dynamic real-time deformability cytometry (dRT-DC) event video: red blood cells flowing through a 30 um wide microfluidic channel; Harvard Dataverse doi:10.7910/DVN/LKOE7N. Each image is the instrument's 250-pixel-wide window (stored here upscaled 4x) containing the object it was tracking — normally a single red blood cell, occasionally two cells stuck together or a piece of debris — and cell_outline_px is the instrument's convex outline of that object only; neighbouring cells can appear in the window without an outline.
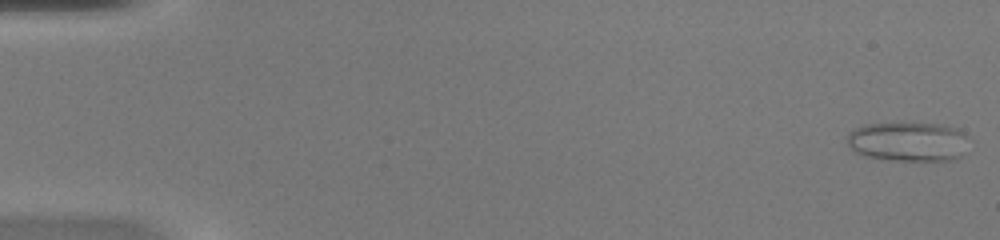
{"species": "common noctule bat (a hibernating species)", "species_latin": "Nyctalus noctula", "temperature_condition": "warm", "stored_images_in_passage": 50, "camera_frame_rate_fps": 3000, "um_per_image_px": 0.085, "animal": {"sex": "female", "body_mass_g": 20.0, "forearm_length_mm": 54.0}, "frame": {"image": 1, "passage_image": 1, "time_ms": 0.0, "image_size_px": [1000, 240], "cell_outline_px": [[964, 136], [960, 156], [956, 160], [884, 160], [864, 156], [852, 152], [848, 144], [848, 132], [864, 124], [944, 124], [960, 128], [964, 132]], "centroid_in_image_um": [77.11, 12.05], "position_along_channel_um": 7.9, "area_um2": 27.69}}
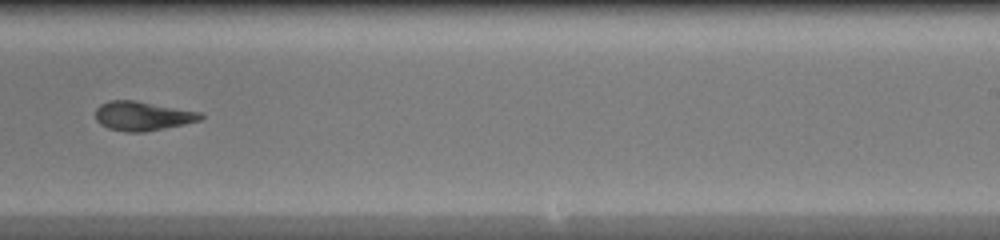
{"frame": {"image": 2, "passage_image": 32, "time_ms": 10.333, "image_size_px": [1000, 240], "cell_outline_px": [[204, 116], [200, 120], [184, 124], [144, 132], [124, 132], [108, 128], [100, 124], [96, 120], [96, 108], [100, 104], [108, 100], [136, 100], [200, 112]], "centroid_in_image_um": [12.08, 9.85], "position_along_channel_um": 276.9, "area_um2": 17.92}}
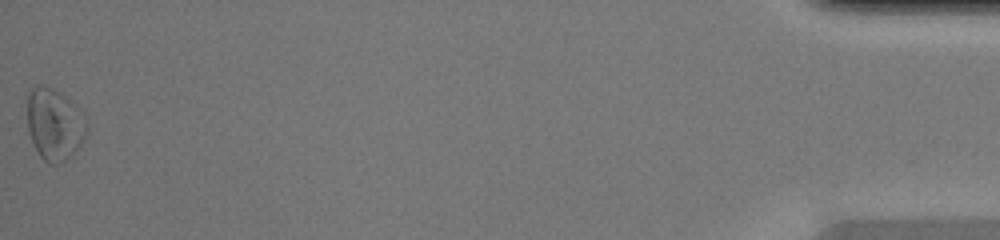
{"frame": {"image": 3, "passage_image": 50, "time_ms": 16.333, "image_size_px": [1000, 240], "cell_outline_px": [[88, 132], [80, 144], [60, 164], [48, 164], [40, 156], [28, 132], [28, 88], [36, 84], [40, 84], [52, 88], [64, 96], [80, 112], [88, 128]], "centroid_in_image_um": [4.58, 10.55], "position_along_channel_um": 430.6, "area_um2": 24.39}, "authors_computed_cell_mechanics": {"area_um2": 17.9758, "velocity_mm_per_s": 4.1487, "shape_relaxation_time_tau1_ms": 6.4268, "shape_relaxation_time_tau2_ms": 2.4748, "deformation_change_tau1": 0.1977, "deformation_change_tau2": 0.1076}}